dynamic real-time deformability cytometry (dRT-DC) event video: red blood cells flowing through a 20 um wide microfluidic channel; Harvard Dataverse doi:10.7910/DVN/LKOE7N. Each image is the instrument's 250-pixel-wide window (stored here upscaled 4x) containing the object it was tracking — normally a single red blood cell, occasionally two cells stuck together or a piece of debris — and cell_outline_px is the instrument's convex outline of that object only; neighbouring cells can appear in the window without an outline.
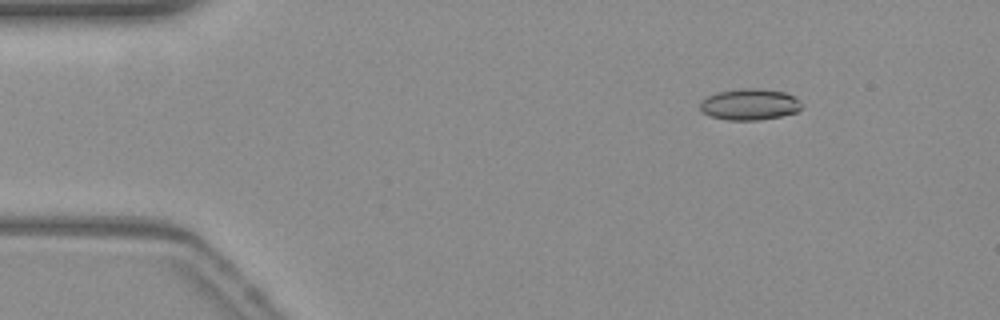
{"species": "common noctule bat (a hibernating species)", "species_latin": "Nyctalus noctula", "temperature_condition": "warm", "stored_images_in_passage": 55, "camera_frame_rate_fps": 3000, "um_per_image_px": 0.085, "animal": {"sex": "female", "body_mass_g": 19.3, "forearm_length_mm": 54.1}, "frame": {"image": 1, "passage_image": 8, "time_ms": 2.333, "image_size_px": [1000, 320], "cell_outline_px": [[804, 104], [796, 112], [780, 116], [756, 120], [728, 120], [712, 116], [704, 112], [700, 108], [700, 104], [708, 96], [716, 92], [740, 88], [760, 88], [784, 92], [800, 100]], "centroid_in_image_um": [63.75, 8.86], "position_along_channel_um": 21.3, "area_um2": 18.38}}
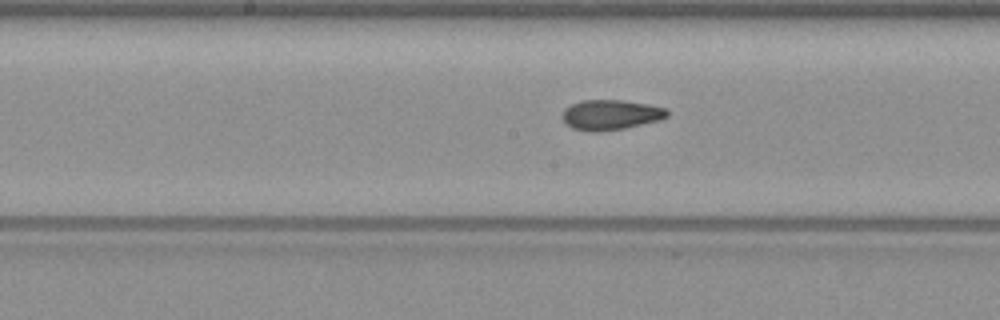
{"frame": {"image": 2, "passage_image": 28, "time_ms": 9.0, "image_size_px": [1000, 320], "cell_outline_px": [[668, 116], [660, 120], [624, 128], [596, 132], [588, 132], [572, 128], [564, 120], [564, 108], [580, 100], [620, 100], [648, 104], [668, 108]], "centroid_in_image_um": [51.93, 9.75], "position_along_channel_um": 196.3, "area_um2": 18.32}}
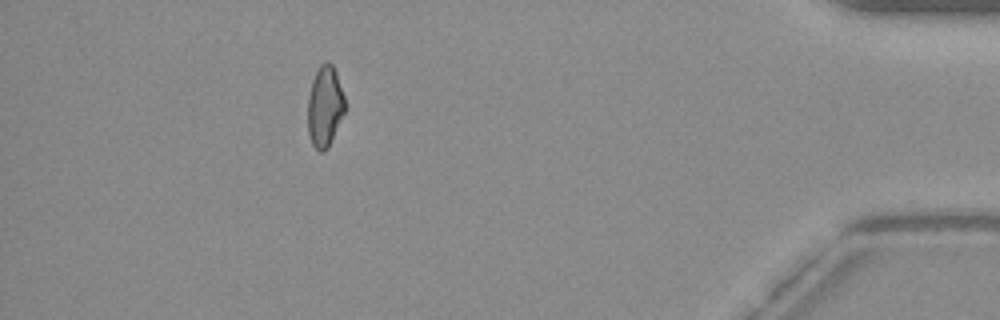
{"frame": {"image": 3, "passage_image": 49, "time_ms": 16.0, "image_size_px": [1000, 320], "cell_outline_px": [[344, 112], [328, 148], [324, 152], [320, 152], [312, 144], [308, 132], [308, 96], [312, 80], [320, 64], [324, 60], [328, 60], [332, 64], [336, 72], [344, 96]], "centroid_in_image_um": [27.6, 9.02], "position_along_channel_um": 407.6, "area_um2": 17.46}, "authors_computed_cell_mechanics": {"area_um2": 18.1492, "velocity_mm_per_s": 3.8402, "shape_relaxation_time_tau1_ms": null, "shape_relaxation_time_tau2_ms": 3.0774, "deformation_change_tau1": null, "deformation_change_tau2": 0.0873}}